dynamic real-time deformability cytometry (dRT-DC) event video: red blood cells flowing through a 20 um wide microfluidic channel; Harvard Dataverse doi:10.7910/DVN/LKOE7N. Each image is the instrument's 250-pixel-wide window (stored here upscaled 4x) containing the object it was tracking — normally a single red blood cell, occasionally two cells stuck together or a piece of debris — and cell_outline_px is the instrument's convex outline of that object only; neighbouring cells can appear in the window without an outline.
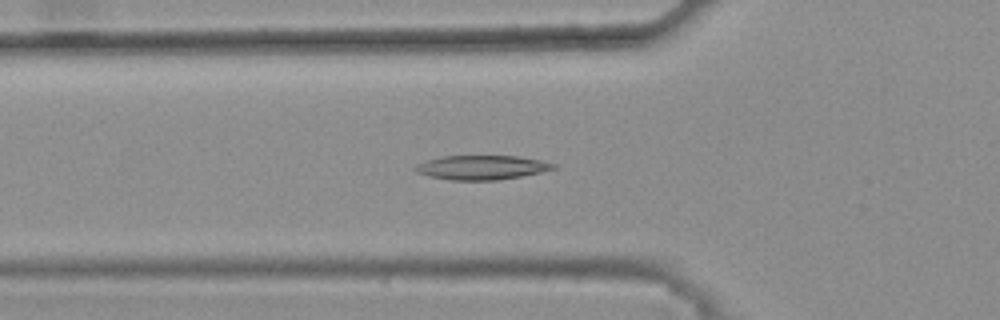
{"species": "common noctule bat (a hibernating species)", "species_latin": "Nyctalus noctula", "temperature_condition": "warm", "stored_images_in_passage": 38, "camera_frame_rate_fps": 3000, "um_per_image_px": 0.085, "animal": {"sex": "female", "body_mass_g": 25.1}, "frame": {"image": 1, "passage_image": 11, "time_ms": 3.333, "image_size_px": [1000, 320], "cell_outline_px": [[556, 168], [540, 172], [500, 180], [448, 180], [428, 176], [416, 172], [412, 168], [416, 164], [428, 160], [444, 156], [520, 156], [540, 160], [556, 164]], "centroid_in_image_um": [40.92, 14.24], "position_along_channel_um": 84.9, "area_um2": 19.54}}
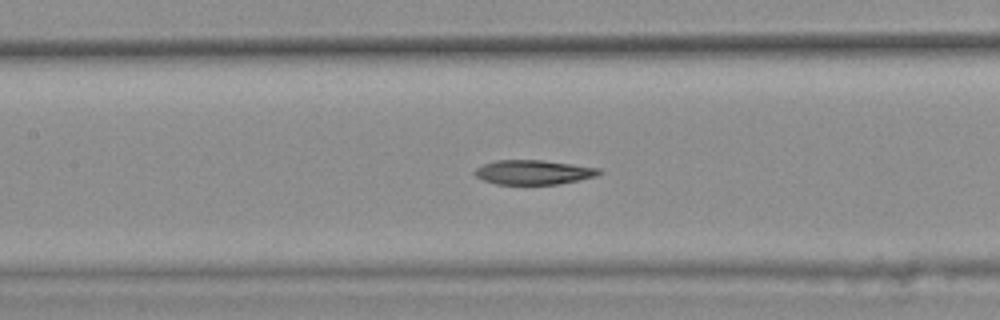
{"frame": {"image": 2, "passage_image": 17, "time_ms": 5.333, "image_size_px": [1000, 320], "cell_outline_px": [[604, 172], [596, 176], [580, 180], [560, 184], [496, 184], [484, 180], [476, 176], [472, 172], [476, 168], [484, 164], [496, 160], [540, 160], [572, 164], [600, 168]], "centroid_in_image_um": [45.37, 14.64], "position_along_channel_um": 162.0, "area_um2": 17.74}}
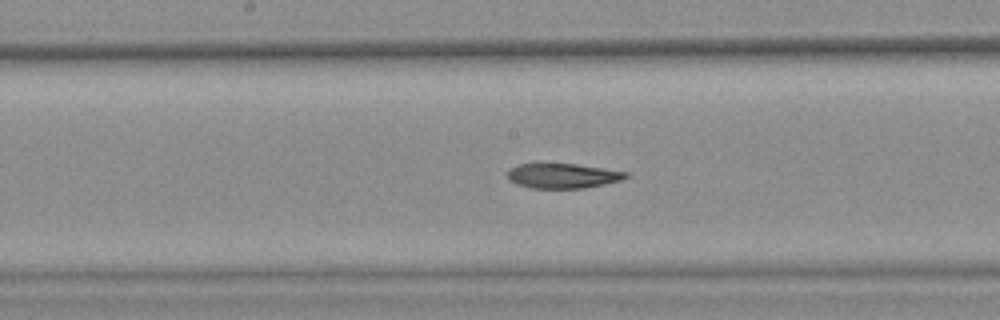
{"frame": {"image": 3, "passage_image": 20, "time_ms": 6.333, "image_size_px": [1000, 320], "cell_outline_px": [[632, 176], [620, 180], [604, 184], [584, 188], [532, 188], [516, 184], [508, 180], [504, 176], [516, 164], [536, 160], [576, 164], [628, 172]], "centroid_in_image_um": [47.74, 14.89], "position_along_channel_um": 200.5, "area_um2": 18.03}, "authors_computed_cell_mechanics": {"area_um2": 18.785, "velocity_mm_per_s": 3.8473, "shape_relaxation_time_tau1_ms": null, "shape_relaxation_time_tau2_ms": 10.6491, "deformation_change_tau1": null, "deformation_change_tau2": 0.188}}